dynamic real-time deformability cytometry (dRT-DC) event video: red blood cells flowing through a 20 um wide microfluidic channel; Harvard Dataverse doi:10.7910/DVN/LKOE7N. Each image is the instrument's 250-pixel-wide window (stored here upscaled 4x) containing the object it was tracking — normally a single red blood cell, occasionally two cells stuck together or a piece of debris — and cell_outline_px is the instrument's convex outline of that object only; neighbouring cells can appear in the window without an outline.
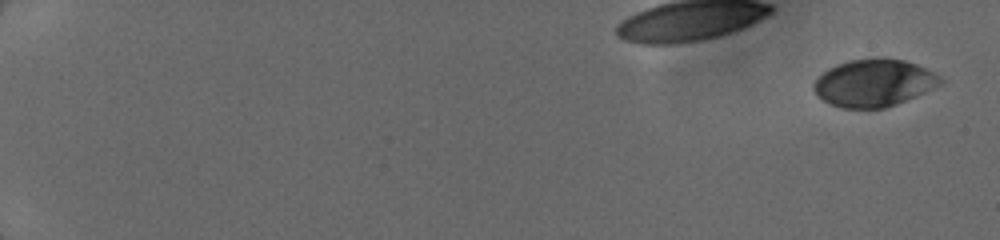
{"species": "human", "species_latin": "Homo sapiens", "temperature_condition": "cold", "stored_images_in_passage": 23, "camera_frame_rate_fps": 3000, "um_per_image_px": 0.085, "donor": {"sex": "female"}, "frame": {"image": 1, "passage_image": 1, "time_ms": 0.0, "image_size_px": [1000, 240], "cell_outline_px": [[944, 80], [940, 84], [924, 92], [896, 104], [884, 108], [840, 108], [816, 96], [812, 88], [812, 84], [828, 68], [836, 64], [848, 60], [876, 56], [884, 56], [904, 60], [916, 64], [932, 72]], "centroid_in_image_um": [74.24, 7.02], "position_along_channel_um": 10.8, "area_um2": 35.08}}
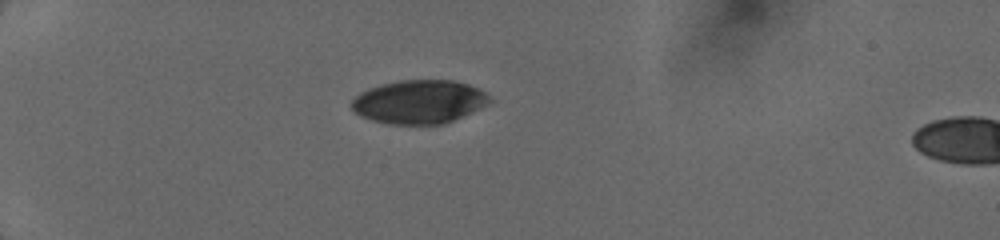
{"frame": {"image": 2, "passage_image": 20, "time_ms": 5.0, "image_size_px": [1000, 240], "cell_outline_px": [[492, 100], [488, 104], [472, 112], [444, 124], [388, 124], [372, 120], [360, 116], [352, 108], [352, 100], [360, 92], [368, 88], [380, 84], [400, 80], [452, 80], [468, 84], [484, 92]], "centroid_in_image_um": [35.61, 8.65], "position_along_channel_um": 49.4, "area_um2": 34.97}}